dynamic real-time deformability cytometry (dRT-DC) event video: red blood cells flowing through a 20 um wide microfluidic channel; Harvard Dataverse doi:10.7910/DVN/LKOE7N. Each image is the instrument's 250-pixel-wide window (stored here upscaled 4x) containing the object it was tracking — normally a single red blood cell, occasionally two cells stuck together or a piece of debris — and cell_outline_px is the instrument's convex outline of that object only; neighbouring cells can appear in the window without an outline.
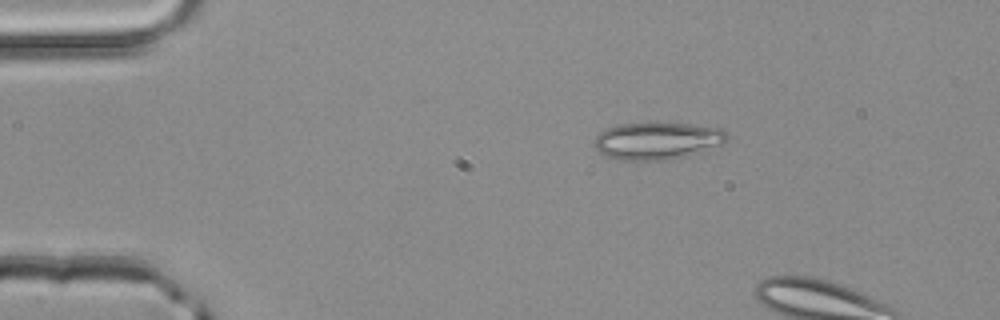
{"species": "common noctule bat (a hibernating species)", "species_latin": "Nyctalus noctula", "temperature_condition": "room temperature", "stored_images_in_passage": 5, "camera_frame_rate_fps": 3000, "um_per_image_px": 0.085, "animal": {"sex": "male", "body_mass_g": 20.4}, "frame": {"image": 1, "passage_image": 1, "time_ms": 0.0, "image_size_px": [1000, 320], "cell_outline_px": [[728, 140], [720, 144], [680, 156], [664, 160], [616, 160], [600, 152], [596, 148], [596, 136], [600, 132], [616, 124], [692, 124], [724, 128], [728, 136]], "centroid_in_image_um": [55.85, 11.95], "position_along_channel_um": 29.1, "area_um2": 27.98}}